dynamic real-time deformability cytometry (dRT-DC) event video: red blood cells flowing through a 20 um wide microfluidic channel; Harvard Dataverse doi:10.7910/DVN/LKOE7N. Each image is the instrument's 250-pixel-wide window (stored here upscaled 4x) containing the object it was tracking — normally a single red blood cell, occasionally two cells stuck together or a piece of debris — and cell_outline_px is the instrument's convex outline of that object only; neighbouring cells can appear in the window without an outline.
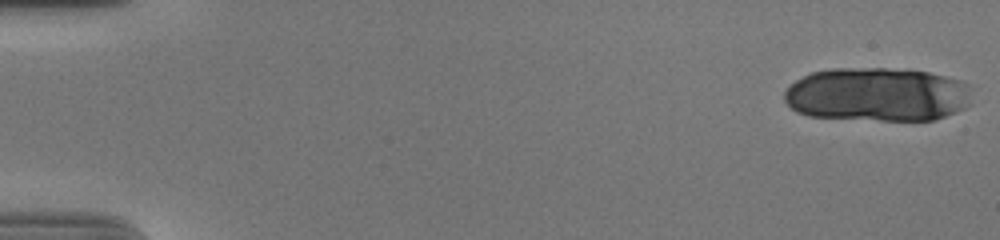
{"species": "human", "species_latin": "Homo sapiens", "temperature_condition": "cold", "stored_images_in_passage": 18, "camera_frame_rate_fps": 3000, "um_per_image_px": 0.085, "donor": {"sex": "male"}, "frame": {"image": 1, "passage_image": 1, "time_ms": 0.0, "image_size_px": [1000, 240], "cell_outline_px": [[968, 104], [964, 108], [956, 112], [936, 120], [880, 120], [808, 116], [796, 112], [784, 100], [784, 92], [796, 80], [812, 72], [832, 68], [884, 68], [928, 72], [960, 80], [968, 84]], "centroid_in_image_um": [74.54, 8.03], "position_along_channel_um": 10.5, "area_um2": 58.72}}